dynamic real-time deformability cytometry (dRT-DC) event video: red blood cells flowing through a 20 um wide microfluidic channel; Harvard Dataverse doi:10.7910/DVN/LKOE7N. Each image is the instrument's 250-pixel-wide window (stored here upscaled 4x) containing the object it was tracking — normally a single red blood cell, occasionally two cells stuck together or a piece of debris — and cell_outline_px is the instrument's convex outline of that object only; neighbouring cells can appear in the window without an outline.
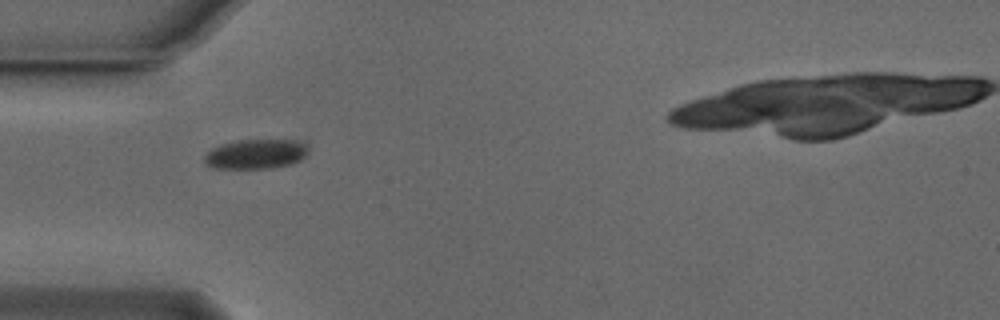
{"species": "Egyptian fruit bat (a non-hibernating species)", "species_latin": "Rousettus aegyptiacus", "temperature_condition": "cold", "stored_images_in_passage": 34, "camera_frame_rate_fps": 3000, "um_per_image_px": 0.085, "animal": {"sex": "male"}, "frame": {"image": 1, "passage_image": 1, "time_ms": 0.0, "image_size_px": [1000, 320], "cell_outline_px": [[304, 156], [300, 160], [288, 164], [268, 168], [212, 168], [204, 160], [204, 156], [212, 148], [220, 144], [236, 140], [296, 140], [304, 144]], "centroid_in_image_um": [21.66, 13.09], "position_along_channel_um": 63.3, "area_um2": 17.51}}
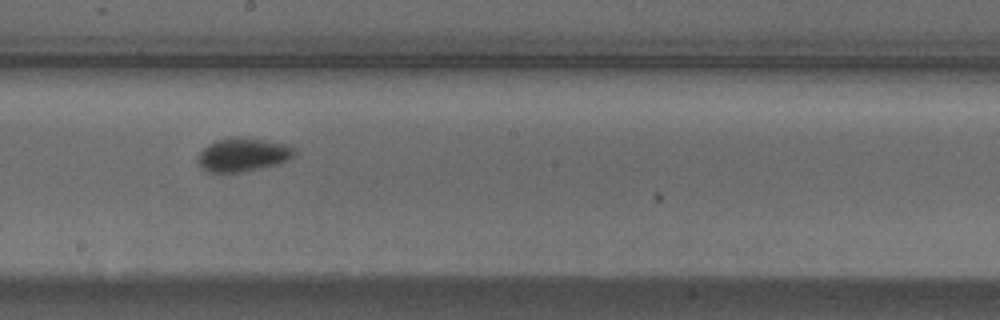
{"frame": {"image": 2, "passage_image": 14, "time_ms": 4.333, "image_size_px": [1000, 320], "cell_outline_px": [[296, 152], [288, 160], [240, 172], [208, 172], [196, 160], [200, 152], [208, 144], [216, 140], [232, 136], [240, 136], [292, 144], [296, 148]], "centroid_in_image_um": [20.66, 13.1], "position_along_channel_um": 227.5, "area_um2": 18.84}}
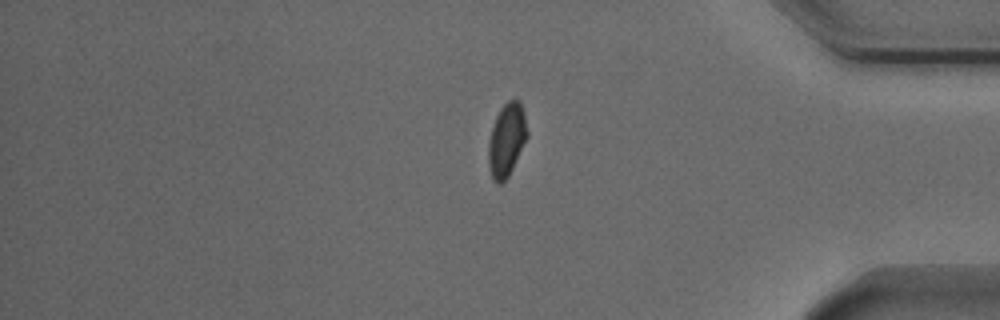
{"frame": {"image": 3, "passage_image": 29, "time_ms": 9.333, "image_size_px": [1000, 320], "cell_outline_px": [[528, 136], [508, 176], [500, 184], [496, 184], [492, 180], [488, 164], [488, 144], [492, 128], [496, 116], [500, 108], [508, 100], [520, 100], [524, 112], [528, 132]], "centroid_in_image_um": [43.06, 11.89], "position_along_channel_um": 392.1, "area_um2": 16.53}, "authors_computed_cell_mechanics": {"area_um2": 17.6868, "velocity_mm_per_s": 3.8192, "shape_relaxation_time_tau1_ms": 3.3876, "shape_relaxation_time_tau2_ms": null, "deformation_change_tau1": 0.0705, "deformation_change_tau2": null}}